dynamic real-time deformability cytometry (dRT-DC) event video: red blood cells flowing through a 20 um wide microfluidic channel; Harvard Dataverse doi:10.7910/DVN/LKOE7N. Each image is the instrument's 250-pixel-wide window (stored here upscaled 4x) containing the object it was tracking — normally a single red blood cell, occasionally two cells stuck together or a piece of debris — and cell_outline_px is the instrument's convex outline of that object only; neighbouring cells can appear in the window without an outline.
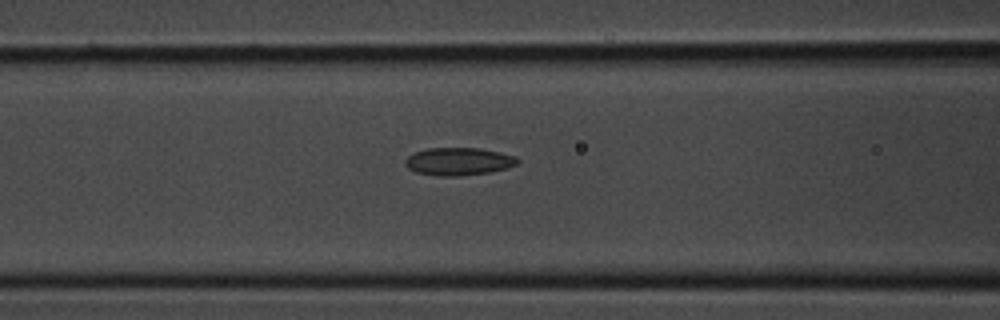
{"species": "common noctule bat (a hibernating species)", "species_latin": "Nyctalus noctula", "temperature_condition": "room temperature", "stored_images_in_passage": 19, "camera_frame_rate_fps": 3000, "um_per_image_px": 0.085, "animal": {"sex": "male", "body_mass_g": 20.1, "forearm_length_mm": 53.5}, "frame": {"image": 1, "passage_image": 9, "time_ms": 2.667, "image_size_px": [1000, 320], "cell_outline_px": [[520, 160], [516, 164], [508, 168], [492, 172], [460, 176], [436, 176], [416, 172], [408, 168], [404, 164], [404, 160], [412, 152], [428, 148], [480, 148], [500, 152], [516, 156]], "centroid_in_image_um": [38.97, 13.72], "position_along_channel_um": 127.6, "area_um2": 18.44}}
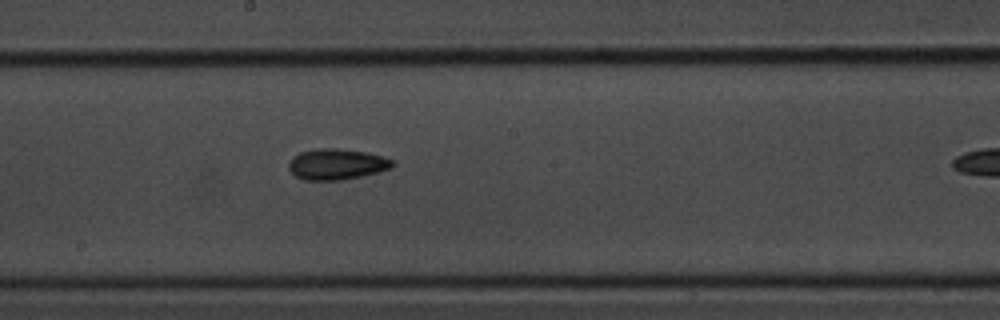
{"frame": {"image": 2, "passage_image": 14, "time_ms": 4.333, "image_size_px": [1000, 320], "cell_outline_px": [[396, 164], [392, 168], [360, 176], [340, 180], [304, 180], [296, 176], [288, 168], [288, 164], [292, 156], [300, 152], [316, 148], [336, 148], [364, 152], [396, 160]], "centroid_in_image_um": [28.61, 13.95], "position_along_channel_um": 219.6, "area_um2": 18.67}}
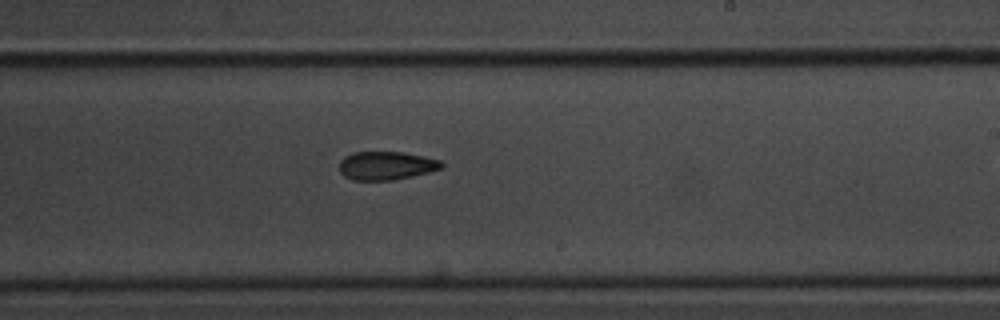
{"frame": {"image": 3, "passage_image": 16, "time_ms": 5.0, "image_size_px": [1000, 320], "cell_outline_px": [[444, 168], [412, 176], [392, 180], [352, 180], [344, 176], [340, 172], [340, 160], [344, 156], [352, 152], [404, 152], [424, 156], [440, 160], [444, 164]], "centroid_in_image_um": [32.83, 14.07], "position_along_channel_um": 256.2, "area_um2": 17.05}}